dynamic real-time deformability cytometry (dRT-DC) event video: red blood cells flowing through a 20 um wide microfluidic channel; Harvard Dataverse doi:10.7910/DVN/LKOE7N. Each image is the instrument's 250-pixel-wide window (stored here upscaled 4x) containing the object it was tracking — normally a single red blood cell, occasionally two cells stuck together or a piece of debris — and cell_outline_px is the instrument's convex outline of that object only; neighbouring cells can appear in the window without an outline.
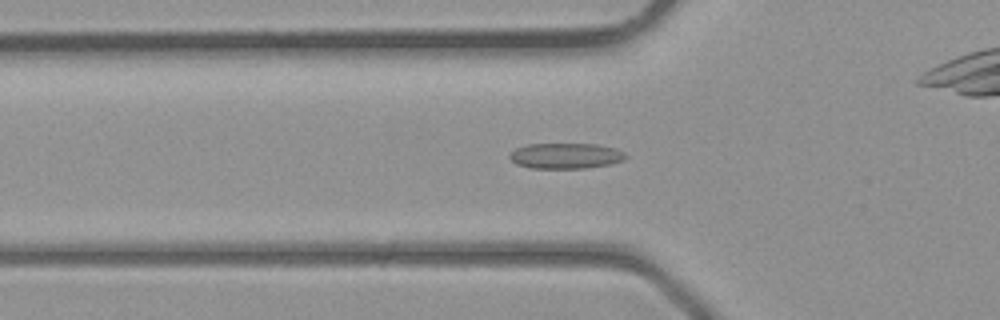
{"species": "common noctule bat (a hibernating species)", "species_latin": "Nyctalus noctula", "temperature_condition": "room temperature", "stored_images_in_passage": 38, "camera_frame_rate_fps": 3000, "um_per_image_px": 0.085, "animal": {"sex": "male", "body_mass_g": 23.1, "forearm_length_mm": 52.7}, "frame": {"image": 1, "passage_image": 11, "time_ms": 3.333, "image_size_px": [1000, 320], "cell_outline_px": [[628, 156], [624, 160], [608, 164], [584, 168], [528, 168], [516, 164], [508, 156], [516, 148], [528, 144], [596, 144], [616, 148], [624, 152]], "centroid_in_image_um": [48.08, 13.24], "position_along_channel_um": 77.7, "area_um2": 17.28}}
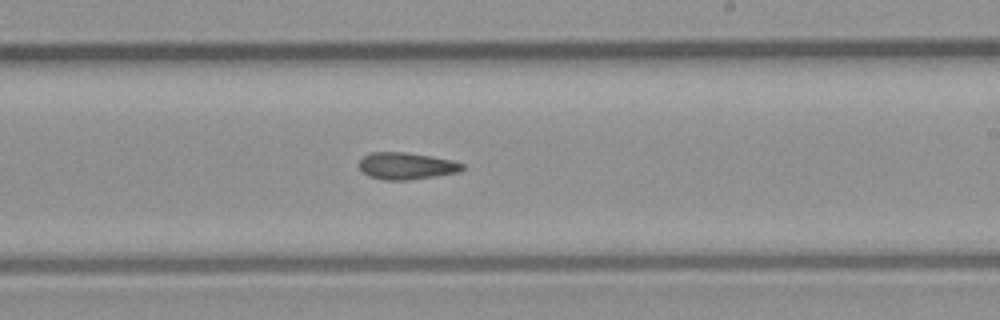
{"frame": {"image": 2, "passage_image": 21, "time_ms": 6.667, "image_size_px": [1000, 320], "cell_outline_px": [[464, 168], [460, 172], [436, 176], [408, 180], [384, 180], [368, 176], [360, 168], [360, 160], [364, 156], [372, 152], [404, 152], [452, 160], [464, 164]], "centroid_in_image_um": [34.56, 14.11], "position_along_channel_um": 254.4, "area_um2": 16.07}}
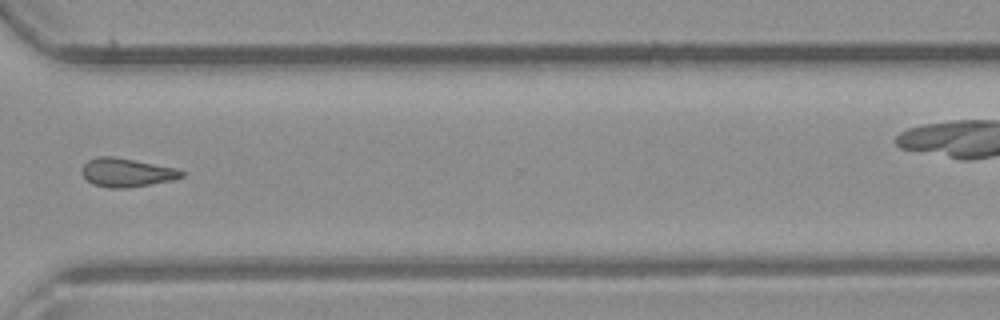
{"frame": {"image": 3, "passage_image": 27, "time_ms": 8.667, "image_size_px": [1000, 320], "cell_outline_px": [[188, 172], [184, 176], [172, 180], [124, 188], [108, 188], [92, 184], [80, 172], [84, 164], [88, 160], [96, 156], [112, 156], [176, 168]], "centroid_in_image_um": [10.76, 14.66], "position_along_channel_um": 359.8, "area_um2": 16.59}}